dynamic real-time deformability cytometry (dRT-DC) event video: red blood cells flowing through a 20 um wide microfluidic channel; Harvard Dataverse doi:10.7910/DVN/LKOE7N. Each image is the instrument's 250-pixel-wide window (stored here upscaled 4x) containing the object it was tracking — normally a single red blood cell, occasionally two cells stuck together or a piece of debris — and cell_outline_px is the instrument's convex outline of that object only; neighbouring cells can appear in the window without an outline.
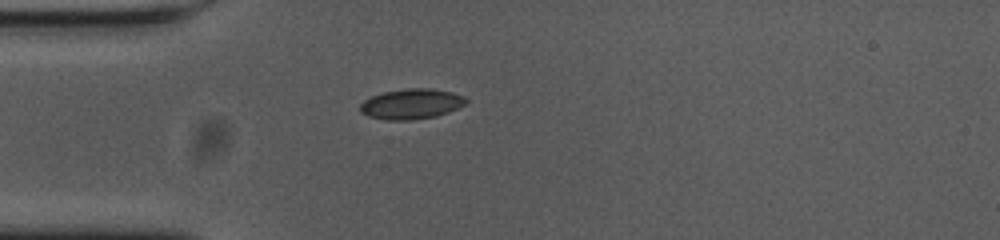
{"species": "common noctule bat (a hibernating species)", "species_latin": "Nyctalus noctula", "temperature_condition": "cold", "stored_images_in_passage": 41, "camera_frame_rate_fps": 3000, "um_per_image_px": 0.085, "animal": {"sex": "female", "body_mass_g": 23.0, "forearm_length_mm": 53.4}, "frame": {"image": 1, "passage_image": 1, "time_ms": 0.0, "image_size_px": [1000, 240], "cell_outline_px": [[468, 100], [464, 104], [448, 112], [436, 116], [408, 120], [388, 120], [368, 116], [360, 112], [360, 104], [364, 100], [372, 96], [384, 92], [408, 88], [428, 88], [452, 92], [464, 96]], "centroid_in_image_um": [34.95, 8.83], "position_along_channel_um": 50.0, "area_um2": 18.5}}
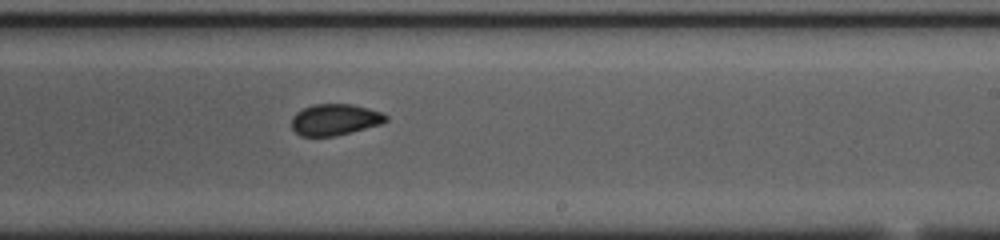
{"frame": {"image": 2, "passage_image": 19, "time_ms": 6.0, "image_size_px": [1000, 240], "cell_outline_px": [[388, 120], [380, 124], [336, 136], [300, 136], [292, 128], [292, 116], [296, 112], [312, 104], [352, 104], [384, 112], [388, 116]], "centroid_in_image_um": [28.47, 10.16], "position_along_channel_um": 260.5, "area_um2": 17.28}}
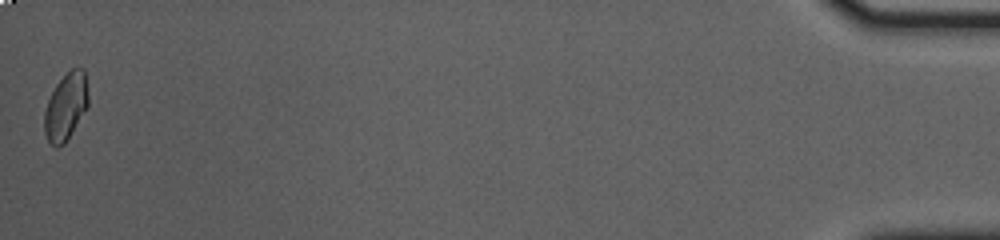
{"frame": {"image": 3, "passage_image": 41, "time_ms": 13.333, "image_size_px": [1000, 240], "cell_outline_px": [[88, 104], [64, 144], [56, 148], [48, 140], [44, 132], [44, 112], [48, 100], [56, 84], [72, 68], [84, 68], [88, 96]], "centroid_in_image_um": [5.58, 9.06], "position_along_channel_um": 429.6, "area_um2": 16.76}, "authors_computed_cell_mechanics": {"area_um2": 17.629, "velocity_mm_per_s": 3.6737, "shape_relaxation_time_tau1_ms": 10.7305, "shape_relaxation_time_tau2_ms": 1.8874, "deformation_change_tau1": 0.1565, "deformation_change_tau2": 0.049}}